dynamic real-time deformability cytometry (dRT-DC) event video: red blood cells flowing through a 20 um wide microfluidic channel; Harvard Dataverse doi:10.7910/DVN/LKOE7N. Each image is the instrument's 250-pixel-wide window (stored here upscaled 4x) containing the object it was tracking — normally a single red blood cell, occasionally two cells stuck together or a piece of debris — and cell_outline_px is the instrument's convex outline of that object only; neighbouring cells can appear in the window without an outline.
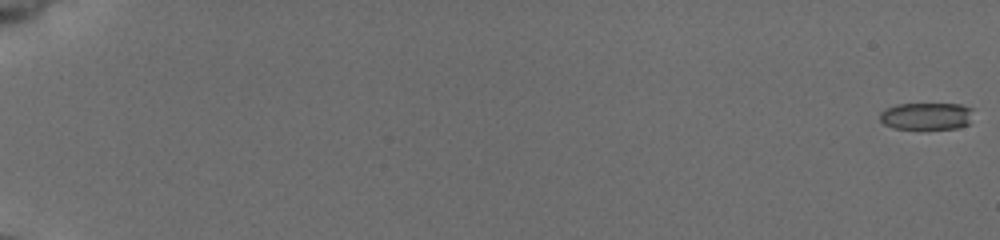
{"species": "common noctule bat (a hibernating species)", "species_latin": "Nyctalus noctula", "temperature_condition": "cold", "stored_images_in_passage": 56, "camera_frame_rate_fps": 3000, "um_per_image_px": 0.085, "animal": {"sex": "female", "body_mass_g": 19.5, "forearm_length_mm": 54.1}, "frame": {"image": 1, "passage_image": 1, "time_ms": 0.0, "image_size_px": [1000, 240], "cell_outline_px": [[972, 108], [968, 124], [956, 128], [892, 128], [884, 124], [880, 120], [880, 112], [896, 104], [964, 104]], "centroid_in_image_um": [78.73, 9.86], "position_along_channel_um": 6.3, "area_um2": 14.57}}
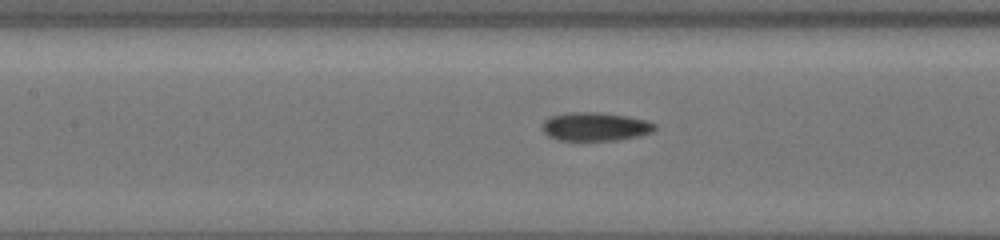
{"frame": {"image": 2, "passage_image": 29, "time_ms": 9.333, "image_size_px": [1000, 240], "cell_outline_px": [[656, 128], [652, 132], [640, 136], [620, 140], [560, 140], [548, 136], [540, 128], [544, 120], [552, 116], [572, 112], [596, 112], [628, 116], [644, 120], [656, 124]], "centroid_in_image_um": [50.6, 10.77], "position_along_channel_um": 156.8, "area_um2": 18.73}}
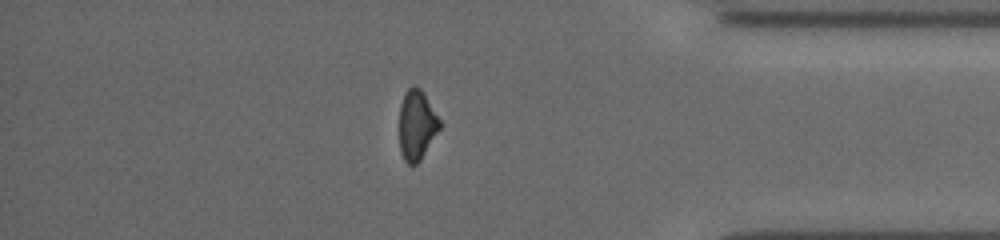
{"frame": {"image": 3, "passage_image": 49, "time_ms": 16.0, "image_size_px": [1000, 240], "cell_outline_px": [[440, 128], [420, 160], [416, 164], [408, 164], [404, 160], [400, 152], [400, 104], [404, 92], [412, 84], [420, 88], [440, 120]], "centroid_in_image_um": [35.4, 10.61], "position_along_channel_um": 399.8, "area_um2": 16.24}}